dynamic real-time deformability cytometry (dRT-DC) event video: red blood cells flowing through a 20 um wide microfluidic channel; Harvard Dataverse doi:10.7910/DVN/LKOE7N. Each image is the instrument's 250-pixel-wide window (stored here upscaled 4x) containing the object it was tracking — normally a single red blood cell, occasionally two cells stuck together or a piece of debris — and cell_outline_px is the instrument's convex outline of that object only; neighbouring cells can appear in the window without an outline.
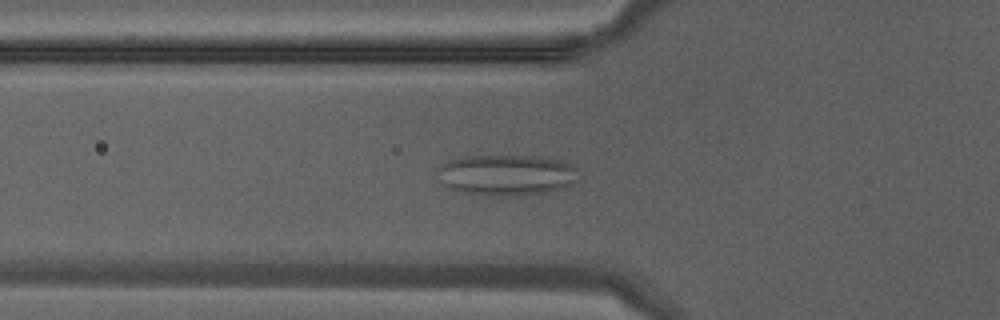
{"species": "Egyptian fruit bat (a non-hibernating species)", "species_latin": "Rousettus aegyptiacus", "temperature_condition": "warm", "stored_images_in_passage": 39, "camera_frame_rate_fps": 3000, "um_per_image_px": 0.085, "animal": {"sex": "male"}, "frame": {"image": 1, "passage_image": 12, "time_ms": 3.667, "image_size_px": [1000, 320], "cell_outline_px": [[580, 180], [564, 188], [548, 192], [516, 196], [488, 196], [460, 192], [448, 188], [440, 184], [436, 180], [432, 172], [436, 168], [448, 160], [464, 156], [544, 156], [560, 160], [572, 164], [580, 168]], "centroid_in_image_um": [43.03, 14.88], "position_along_channel_um": 82.8, "area_um2": 35.08}}